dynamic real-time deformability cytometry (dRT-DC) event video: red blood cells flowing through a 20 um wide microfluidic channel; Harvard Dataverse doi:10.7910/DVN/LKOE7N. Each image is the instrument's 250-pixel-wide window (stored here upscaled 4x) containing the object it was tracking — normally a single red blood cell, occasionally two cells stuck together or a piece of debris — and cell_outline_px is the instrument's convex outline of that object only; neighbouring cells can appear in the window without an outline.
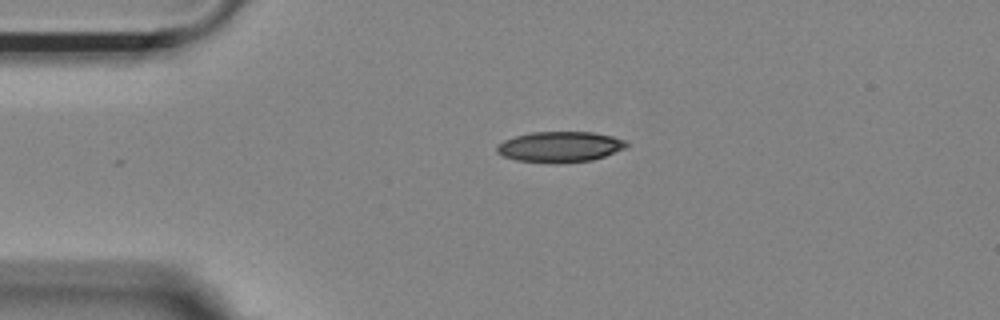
{"species": "Egyptian fruit bat (a non-hibernating species)", "species_latin": "Rousettus aegyptiacus", "temperature_condition": "room temperature", "stored_images_in_passage": 33, "camera_frame_rate_fps": 3000, "um_per_image_px": 0.085, "animal": {"sex": "female"}, "frame": {"image": 1, "passage_image": 1, "time_ms": 0.0, "image_size_px": [1000, 320], "cell_outline_px": [[628, 148], [592, 160], [556, 164], [516, 160], [504, 156], [496, 152], [496, 144], [504, 140], [516, 136], [532, 132], [592, 132], [612, 136], [624, 140], [628, 144]], "centroid_in_image_um": [47.59, 12.49], "position_along_channel_um": 37.4, "area_um2": 23.29}}
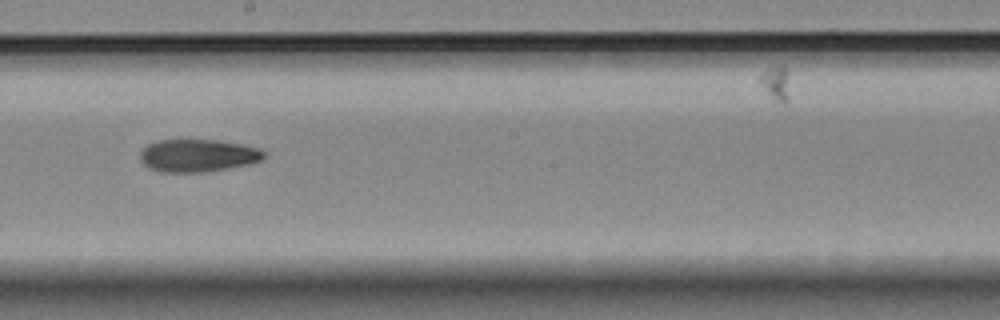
{"frame": {"image": 2, "passage_image": 19, "time_ms": 6.0, "image_size_px": [1000, 320], "cell_outline_px": [[268, 152], [264, 160], [252, 164], [204, 172], [160, 172], [148, 168], [140, 160], [140, 152], [148, 144], [156, 140], [180, 136], [220, 140], [244, 144], [260, 148]], "centroid_in_image_um": [16.84, 13.16], "position_along_channel_um": 231.4, "area_um2": 24.97}}
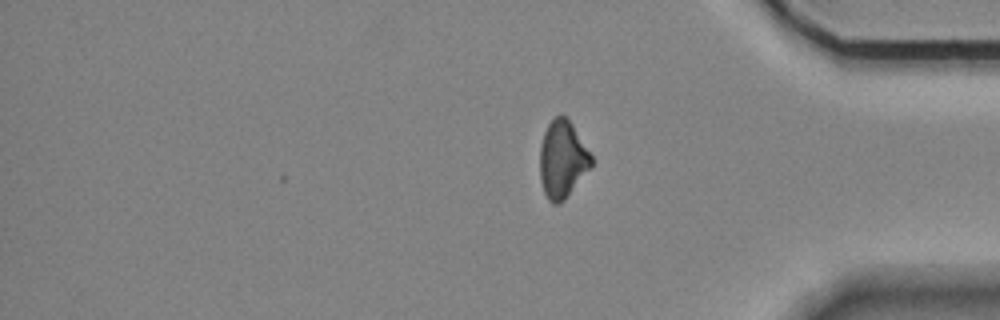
{"frame": {"image": 3, "passage_image": 33, "time_ms": 10.667, "image_size_px": [1000, 320], "cell_outline_px": [[592, 164], [564, 200], [560, 204], [552, 204], [548, 200], [544, 192], [540, 180], [540, 148], [544, 132], [548, 124], [556, 116], [564, 116], [572, 124], [592, 156]], "centroid_in_image_um": [47.78, 13.57], "position_along_channel_um": 387.4, "area_um2": 22.77}, "authors_computed_cell_mechanics": {"area_um2": 23.9292, "velocity_mm_per_s": 3.6966, "shape_relaxation_time_tau1_ms": 7.8526, "shape_relaxation_time_tau2_ms": 6.4637, "deformation_change_tau1": 0.1882, "deformation_change_tau2": 0.1435}}